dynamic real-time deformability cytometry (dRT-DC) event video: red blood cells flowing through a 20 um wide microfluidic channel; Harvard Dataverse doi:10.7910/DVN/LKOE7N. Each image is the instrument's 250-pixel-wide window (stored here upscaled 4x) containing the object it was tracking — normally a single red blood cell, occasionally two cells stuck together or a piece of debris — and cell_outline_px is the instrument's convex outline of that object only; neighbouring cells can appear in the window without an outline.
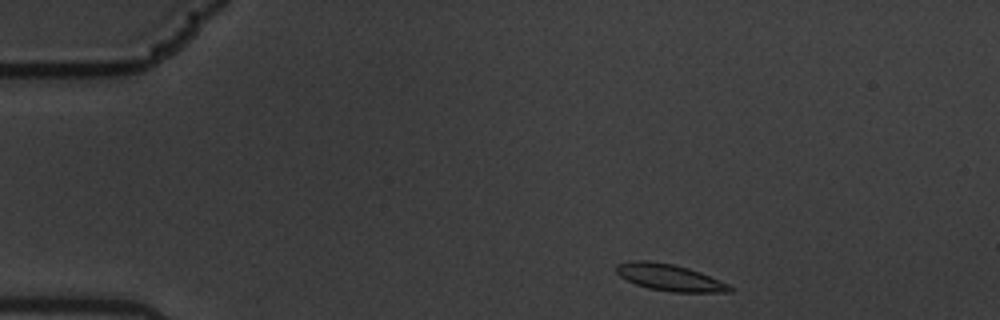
{"species": "common noctule bat (a hibernating species)", "species_latin": "Nyctalus noctula", "temperature_condition": "warm", "stored_images_in_passage": 52, "camera_frame_rate_fps": 3000, "um_per_image_px": 0.085, "animal": {"sex": "male", "body_mass_g": 19.5, "forearm_length_mm": 54.6}, "frame": {"image": 1, "passage_image": 2, "time_ms": 0.333, "image_size_px": [1000, 320], "cell_outline_px": [[736, 288], [732, 292], [672, 292], [648, 288], [636, 284], [620, 276], [616, 272], [616, 264], [628, 260], [648, 260], [672, 264], [688, 268], [700, 272], [728, 284]], "centroid_in_image_um": [56.91, 23.58], "position_along_channel_um": 28.1, "area_um2": 17.69}}
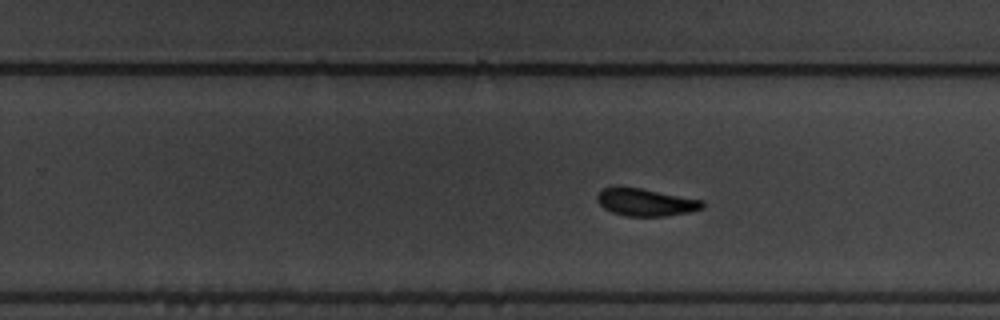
{"frame": {"image": 2, "passage_image": 30, "time_ms": 9.667, "image_size_px": [1000, 320], "cell_outline_px": [[704, 208], [688, 212], [664, 216], [624, 216], [612, 212], [604, 208], [596, 200], [596, 196], [604, 188], [640, 188], [704, 200]], "centroid_in_image_um": [54.91, 17.21], "position_along_channel_um": 274.9, "area_um2": 16.59}}
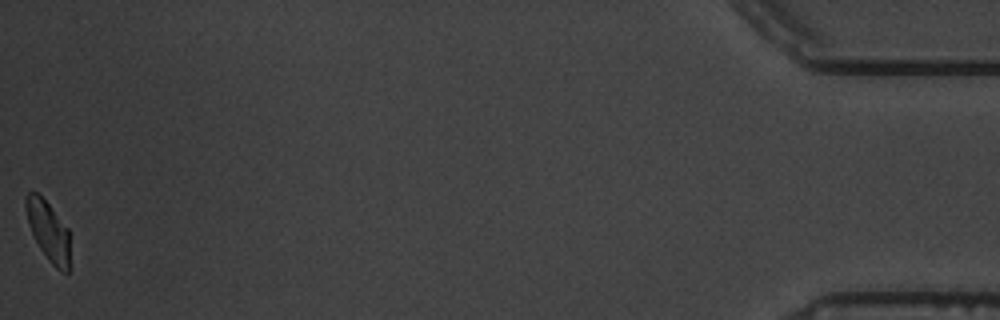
{"frame": {"image": 3, "passage_image": 52, "time_ms": 17.0, "image_size_px": [1000, 320], "cell_outline_px": [[68, 272], [64, 272], [56, 268], [48, 260], [40, 248], [28, 224], [24, 204], [24, 200], [28, 192], [36, 192], [48, 204], [68, 228]], "centroid_in_image_um": [4.07, 19.6], "position_along_channel_um": 431.1, "area_um2": 14.91}, "authors_computed_cell_mechanics": {"area_um2": 17.1666, "velocity_mm_per_s": 3.3849, "shape_relaxation_time_tau1_ms": 3.5058, "shape_relaxation_time_tau2_ms": 1.5246, "deformation_change_tau1": 0.1635, "deformation_change_tau2": 0.0771}}